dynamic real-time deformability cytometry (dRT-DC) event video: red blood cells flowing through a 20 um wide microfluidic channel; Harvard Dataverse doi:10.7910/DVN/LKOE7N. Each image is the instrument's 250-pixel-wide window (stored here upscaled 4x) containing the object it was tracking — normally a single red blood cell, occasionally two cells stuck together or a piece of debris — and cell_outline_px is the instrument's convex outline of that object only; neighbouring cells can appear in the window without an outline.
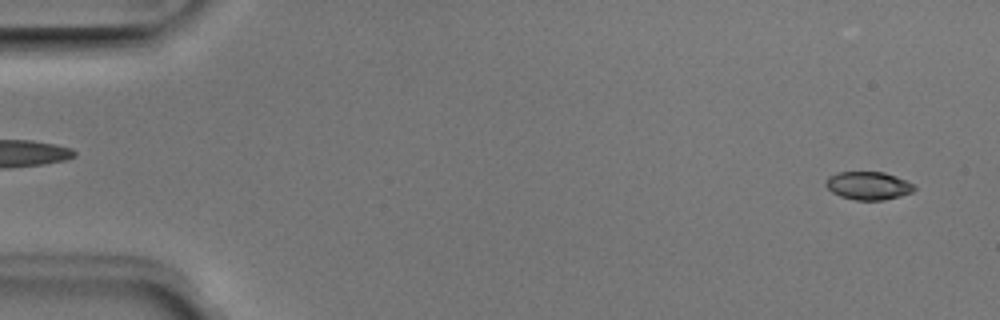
{"species": "Egyptian fruit bat (a non-hibernating species)", "species_latin": "Rousettus aegyptiacus", "temperature_condition": "room temperature", "stored_images_in_passage": 11, "camera_frame_rate_fps": 3000, "um_per_image_px": 0.085, "animal": {"sex": "male"}, "frame": {"image": 1, "passage_image": 2, "time_ms": 0.333, "image_size_px": [1000, 320], "cell_outline_px": [[916, 188], [912, 192], [900, 196], [884, 200], [856, 200], [840, 196], [832, 192], [824, 184], [828, 176], [836, 172], [884, 172], [896, 176], [912, 184]], "centroid_in_image_um": [73.77, 15.78], "position_along_channel_um": 11.2, "area_um2": 14.45}}